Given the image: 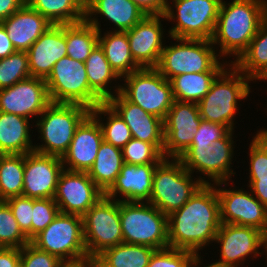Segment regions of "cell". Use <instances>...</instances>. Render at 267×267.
Listing matches in <instances>:
<instances>
[{"mask_svg":"<svg viewBox=\"0 0 267 267\" xmlns=\"http://www.w3.org/2000/svg\"><path fill=\"white\" fill-rule=\"evenodd\" d=\"M252 138L247 152L249 156L247 179L267 178V150L254 136Z\"/></svg>","mask_w":267,"mask_h":267,"instance_id":"obj_45","label":"cell"},{"mask_svg":"<svg viewBox=\"0 0 267 267\" xmlns=\"http://www.w3.org/2000/svg\"><path fill=\"white\" fill-rule=\"evenodd\" d=\"M33 124H31V123ZM32 119L0 112V151L3 155L27 154L34 151ZM32 131V132H31Z\"/></svg>","mask_w":267,"mask_h":267,"instance_id":"obj_27","label":"cell"},{"mask_svg":"<svg viewBox=\"0 0 267 267\" xmlns=\"http://www.w3.org/2000/svg\"><path fill=\"white\" fill-rule=\"evenodd\" d=\"M146 15H164L168 0H132Z\"/></svg>","mask_w":267,"mask_h":267,"instance_id":"obj_47","label":"cell"},{"mask_svg":"<svg viewBox=\"0 0 267 267\" xmlns=\"http://www.w3.org/2000/svg\"><path fill=\"white\" fill-rule=\"evenodd\" d=\"M221 72L185 73L171 78L174 100L198 103Z\"/></svg>","mask_w":267,"mask_h":267,"instance_id":"obj_33","label":"cell"},{"mask_svg":"<svg viewBox=\"0 0 267 267\" xmlns=\"http://www.w3.org/2000/svg\"><path fill=\"white\" fill-rule=\"evenodd\" d=\"M233 65L253 83L267 79V19L259 27L247 50Z\"/></svg>","mask_w":267,"mask_h":267,"instance_id":"obj_30","label":"cell"},{"mask_svg":"<svg viewBox=\"0 0 267 267\" xmlns=\"http://www.w3.org/2000/svg\"><path fill=\"white\" fill-rule=\"evenodd\" d=\"M90 114L98 121L104 141L122 149L132 139L127 124L107 102L98 104Z\"/></svg>","mask_w":267,"mask_h":267,"instance_id":"obj_34","label":"cell"},{"mask_svg":"<svg viewBox=\"0 0 267 267\" xmlns=\"http://www.w3.org/2000/svg\"><path fill=\"white\" fill-rule=\"evenodd\" d=\"M45 81L51 103L80 104L90 110L103 103L90 89L85 63L69 56L54 64Z\"/></svg>","mask_w":267,"mask_h":267,"instance_id":"obj_11","label":"cell"},{"mask_svg":"<svg viewBox=\"0 0 267 267\" xmlns=\"http://www.w3.org/2000/svg\"><path fill=\"white\" fill-rule=\"evenodd\" d=\"M31 77L26 51H16L0 59V90Z\"/></svg>","mask_w":267,"mask_h":267,"instance_id":"obj_38","label":"cell"},{"mask_svg":"<svg viewBox=\"0 0 267 267\" xmlns=\"http://www.w3.org/2000/svg\"><path fill=\"white\" fill-rule=\"evenodd\" d=\"M120 220L124 243L169 247L168 216L152 204L120 201Z\"/></svg>","mask_w":267,"mask_h":267,"instance_id":"obj_8","label":"cell"},{"mask_svg":"<svg viewBox=\"0 0 267 267\" xmlns=\"http://www.w3.org/2000/svg\"><path fill=\"white\" fill-rule=\"evenodd\" d=\"M203 185L178 158H164L153 175L150 204L169 216L181 208Z\"/></svg>","mask_w":267,"mask_h":267,"instance_id":"obj_6","label":"cell"},{"mask_svg":"<svg viewBox=\"0 0 267 267\" xmlns=\"http://www.w3.org/2000/svg\"><path fill=\"white\" fill-rule=\"evenodd\" d=\"M228 131L229 129L224 125L202 120L190 146H209L221 139Z\"/></svg>","mask_w":267,"mask_h":267,"instance_id":"obj_46","label":"cell"},{"mask_svg":"<svg viewBox=\"0 0 267 267\" xmlns=\"http://www.w3.org/2000/svg\"><path fill=\"white\" fill-rule=\"evenodd\" d=\"M124 164L122 149L103 140L99 146L97 157L87 173L105 193L115 182Z\"/></svg>","mask_w":267,"mask_h":267,"instance_id":"obj_31","label":"cell"},{"mask_svg":"<svg viewBox=\"0 0 267 267\" xmlns=\"http://www.w3.org/2000/svg\"><path fill=\"white\" fill-rule=\"evenodd\" d=\"M5 202L12 210L20 229L27 236L28 240L31 241L33 198L21 195L8 198Z\"/></svg>","mask_w":267,"mask_h":267,"instance_id":"obj_43","label":"cell"},{"mask_svg":"<svg viewBox=\"0 0 267 267\" xmlns=\"http://www.w3.org/2000/svg\"><path fill=\"white\" fill-rule=\"evenodd\" d=\"M157 165L124 164L115 182L104 195L117 201L149 202Z\"/></svg>","mask_w":267,"mask_h":267,"instance_id":"obj_25","label":"cell"},{"mask_svg":"<svg viewBox=\"0 0 267 267\" xmlns=\"http://www.w3.org/2000/svg\"><path fill=\"white\" fill-rule=\"evenodd\" d=\"M54 198H33L31 240L42 232L59 214Z\"/></svg>","mask_w":267,"mask_h":267,"instance_id":"obj_42","label":"cell"},{"mask_svg":"<svg viewBox=\"0 0 267 267\" xmlns=\"http://www.w3.org/2000/svg\"><path fill=\"white\" fill-rule=\"evenodd\" d=\"M63 170L61 157L35 151L25 154L22 195L34 199L54 198Z\"/></svg>","mask_w":267,"mask_h":267,"instance_id":"obj_20","label":"cell"},{"mask_svg":"<svg viewBox=\"0 0 267 267\" xmlns=\"http://www.w3.org/2000/svg\"><path fill=\"white\" fill-rule=\"evenodd\" d=\"M266 19L267 0H222L211 38L219 56L223 60L227 57L229 64L235 63Z\"/></svg>","mask_w":267,"mask_h":267,"instance_id":"obj_2","label":"cell"},{"mask_svg":"<svg viewBox=\"0 0 267 267\" xmlns=\"http://www.w3.org/2000/svg\"><path fill=\"white\" fill-rule=\"evenodd\" d=\"M28 243L9 205L0 201V247L20 249Z\"/></svg>","mask_w":267,"mask_h":267,"instance_id":"obj_39","label":"cell"},{"mask_svg":"<svg viewBox=\"0 0 267 267\" xmlns=\"http://www.w3.org/2000/svg\"><path fill=\"white\" fill-rule=\"evenodd\" d=\"M57 267H89V257H82L75 260H63Z\"/></svg>","mask_w":267,"mask_h":267,"instance_id":"obj_52","label":"cell"},{"mask_svg":"<svg viewBox=\"0 0 267 267\" xmlns=\"http://www.w3.org/2000/svg\"><path fill=\"white\" fill-rule=\"evenodd\" d=\"M156 249L128 243H120L104 250L98 257L109 267H148Z\"/></svg>","mask_w":267,"mask_h":267,"instance_id":"obj_36","label":"cell"},{"mask_svg":"<svg viewBox=\"0 0 267 267\" xmlns=\"http://www.w3.org/2000/svg\"><path fill=\"white\" fill-rule=\"evenodd\" d=\"M251 81L233 64H229L212 82L209 92L197 103L202 120L235 131V118L240 114L239 106H243L240 102L247 100L250 93L254 92Z\"/></svg>","mask_w":267,"mask_h":267,"instance_id":"obj_3","label":"cell"},{"mask_svg":"<svg viewBox=\"0 0 267 267\" xmlns=\"http://www.w3.org/2000/svg\"><path fill=\"white\" fill-rule=\"evenodd\" d=\"M222 0H168V37L211 40ZM175 23V24H174Z\"/></svg>","mask_w":267,"mask_h":267,"instance_id":"obj_9","label":"cell"},{"mask_svg":"<svg viewBox=\"0 0 267 267\" xmlns=\"http://www.w3.org/2000/svg\"><path fill=\"white\" fill-rule=\"evenodd\" d=\"M21 267H57L61 260L48 252L39 250L31 243L20 248Z\"/></svg>","mask_w":267,"mask_h":267,"instance_id":"obj_44","label":"cell"},{"mask_svg":"<svg viewBox=\"0 0 267 267\" xmlns=\"http://www.w3.org/2000/svg\"><path fill=\"white\" fill-rule=\"evenodd\" d=\"M50 104L47 84L42 78L31 76L0 90V112L32 117L34 122Z\"/></svg>","mask_w":267,"mask_h":267,"instance_id":"obj_17","label":"cell"},{"mask_svg":"<svg viewBox=\"0 0 267 267\" xmlns=\"http://www.w3.org/2000/svg\"><path fill=\"white\" fill-rule=\"evenodd\" d=\"M30 243L61 261L87 257L81 216L59 212Z\"/></svg>","mask_w":267,"mask_h":267,"instance_id":"obj_13","label":"cell"},{"mask_svg":"<svg viewBox=\"0 0 267 267\" xmlns=\"http://www.w3.org/2000/svg\"><path fill=\"white\" fill-rule=\"evenodd\" d=\"M107 103L127 124L132 138L153 144L163 154L164 125L162 119L131 103L120 92L111 97Z\"/></svg>","mask_w":267,"mask_h":267,"instance_id":"obj_21","label":"cell"},{"mask_svg":"<svg viewBox=\"0 0 267 267\" xmlns=\"http://www.w3.org/2000/svg\"><path fill=\"white\" fill-rule=\"evenodd\" d=\"M67 56L85 62L93 49L99 44V31L85 20L65 25Z\"/></svg>","mask_w":267,"mask_h":267,"instance_id":"obj_35","label":"cell"},{"mask_svg":"<svg viewBox=\"0 0 267 267\" xmlns=\"http://www.w3.org/2000/svg\"><path fill=\"white\" fill-rule=\"evenodd\" d=\"M65 25H51L27 51L30 75L46 79L54 64L67 56Z\"/></svg>","mask_w":267,"mask_h":267,"instance_id":"obj_24","label":"cell"},{"mask_svg":"<svg viewBox=\"0 0 267 267\" xmlns=\"http://www.w3.org/2000/svg\"><path fill=\"white\" fill-rule=\"evenodd\" d=\"M26 0H0V22L18 11Z\"/></svg>","mask_w":267,"mask_h":267,"instance_id":"obj_50","label":"cell"},{"mask_svg":"<svg viewBox=\"0 0 267 267\" xmlns=\"http://www.w3.org/2000/svg\"><path fill=\"white\" fill-rule=\"evenodd\" d=\"M203 258H205V257H199L194 263H193V265L191 266V267H202L203 265V267H216V266H213V265H211V264H204V263H202V262H204V260H203ZM202 265V266H201ZM206 265V266H205Z\"/></svg>","mask_w":267,"mask_h":267,"instance_id":"obj_55","label":"cell"},{"mask_svg":"<svg viewBox=\"0 0 267 267\" xmlns=\"http://www.w3.org/2000/svg\"><path fill=\"white\" fill-rule=\"evenodd\" d=\"M53 25L76 24L85 19V0H26Z\"/></svg>","mask_w":267,"mask_h":267,"instance_id":"obj_32","label":"cell"},{"mask_svg":"<svg viewBox=\"0 0 267 267\" xmlns=\"http://www.w3.org/2000/svg\"><path fill=\"white\" fill-rule=\"evenodd\" d=\"M90 111L80 104L51 103L34 122L38 132L37 139L41 142H34V151L62 158L70 146L76 128Z\"/></svg>","mask_w":267,"mask_h":267,"instance_id":"obj_5","label":"cell"},{"mask_svg":"<svg viewBox=\"0 0 267 267\" xmlns=\"http://www.w3.org/2000/svg\"><path fill=\"white\" fill-rule=\"evenodd\" d=\"M199 257L188 250L167 247L154 251L148 267H191Z\"/></svg>","mask_w":267,"mask_h":267,"instance_id":"obj_41","label":"cell"},{"mask_svg":"<svg viewBox=\"0 0 267 267\" xmlns=\"http://www.w3.org/2000/svg\"><path fill=\"white\" fill-rule=\"evenodd\" d=\"M14 52H16V49L9 39L7 31L0 22V59H4Z\"/></svg>","mask_w":267,"mask_h":267,"instance_id":"obj_51","label":"cell"},{"mask_svg":"<svg viewBox=\"0 0 267 267\" xmlns=\"http://www.w3.org/2000/svg\"><path fill=\"white\" fill-rule=\"evenodd\" d=\"M89 267H109L98 256L89 257Z\"/></svg>","mask_w":267,"mask_h":267,"instance_id":"obj_54","label":"cell"},{"mask_svg":"<svg viewBox=\"0 0 267 267\" xmlns=\"http://www.w3.org/2000/svg\"><path fill=\"white\" fill-rule=\"evenodd\" d=\"M230 182L214 183L219 198L221 223L253 227L264 233L267 229V208L249 188L239 189L230 185Z\"/></svg>","mask_w":267,"mask_h":267,"instance_id":"obj_15","label":"cell"},{"mask_svg":"<svg viewBox=\"0 0 267 267\" xmlns=\"http://www.w3.org/2000/svg\"><path fill=\"white\" fill-rule=\"evenodd\" d=\"M257 133L253 135L267 150V129H256Z\"/></svg>","mask_w":267,"mask_h":267,"instance_id":"obj_53","label":"cell"},{"mask_svg":"<svg viewBox=\"0 0 267 267\" xmlns=\"http://www.w3.org/2000/svg\"><path fill=\"white\" fill-rule=\"evenodd\" d=\"M263 255L265 256V263L267 264V229L264 231Z\"/></svg>","mask_w":267,"mask_h":267,"instance_id":"obj_56","label":"cell"},{"mask_svg":"<svg viewBox=\"0 0 267 267\" xmlns=\"http://www.w3.org/2000/svg\"><path fill=\"white\" fill-rule=\"evenodd\" d=\"M155 67L167 80L185 73L222 72L229 63L223 60L211 40L169 37Z\"/></svg>","mask_w":267,"mask_h":267,"instance_id":"obj_4","label":"cell"},{"mask_svg":"<svg viewBox=\"0 0 267 267\" xmlns=\"http://www.w3.org/2000/svg\"><path fill=\"white\" fill-rule=\"evenodd\" d=\"M102 141L101 127L98 121L89 114L76 128L70 146L61 158L64 169L88 172L97 157Z\"/></svg>","mask_w":267,"mask_h":267,"instance_id":"obj_23","label":"cell"},{"mask_svg":"<svg viewBox=\"0 0 267 267\" xmlns=\"http://www.w3.org/2000/svg\"><path fill=\"white\" fill-rule=\"evenodd\" d=\"M122 155L125 164L133 165L159 164L164 159L153 144L135 138L122 148Z\"/></svg>","mask_w":267,"mask_h":267,"instance_id":"obj_40","label":"cell"},{"mask_svg":"<svg viewBox=\"0 0 267 267\" xmlns=\"http://www.w3.org/2000/svg\"><path fill=\"white\" fill-rule=\"evenodd\" d=\"M263 81H264V82H267V79H266V81H265V80H262V81H260V82H263ZM266 101H267V100H266ZM266 103H267V102H266ZM266 105H267V104H266ZM264 109L267 110V106H266V108H264ZM265 113H267V111H266ZM260 129H267V128H264V127L261 128V127H260Z\"/></svg>","mask_w":267,"mask_h":267,"instance_id":"obj_57","label":"cell"},{"mask_svg":"<svg viewBox=\"0 0 267 267\" xmlns=\"http://www.w3.org/2000/svg\"><path fill=\"white\" fill-rule=\"evenodd\" d=\"M24 166L25 154L0 157V201L22 195Z\"/></svg>","mask_w":267,"mask_h":267,"instance_id":"obj_37","label":"cell"},{"mask_svg":"<svg viewBox=\"0 0 267 267\" xmlns=\"http://www.w3.org/2000/svg\"><path fill=\"white\" fill-rule=\"evenodd\" d=\"M234 132L229 130L209 146H190L178 159L193 176L194 172L199 174L197 177L203 184L232 181L231 184L235 185L231 179L236 175L233 169L236 155Z\"/></svg>","mask_w":267,"mask_h":267,"instance_id":"obj_7","label":"cell"},{"mask_svg":"<svg viewBox=\"0 0 267 267\" xmlns=\"http://www.w3.org/2000/svg\"><path fill=\"white\" fill-rule=\"evenodd\" d=\"M99 45L104 50L110 67L120 78L141 69L131 55L126 32L107 29L99 31Z\"/></svg>","mask_w":267,"mask_h":267,"instance_id":"obj_29","label":"cell"},{"mask_svg":"<svg viewBox=\"0 0 267 267\" xmlns=\"http://www.w3.org/2000/svg\"><path fill=\"white\" fill-rule=\"evenodd\" d=\"M164 20V15H147L130 30L125 31L131 55L141 68H155L159 62L166 44L164 36L167 29L163 28Z\"/></svg>","mask_w":267,"mask_h":267,"instance_id":"obj_19","label":"cell"},{"mask_svg":"<svg viewBox=\"0 0 267 267\" xmlns=\"http://www.w3.org/2000/svg\"><path fill=\"white\" fill-rule=\"evenodd\" d=\"M0 267H21L20 249L0 247Z\"/></svg>","mask_w":267,"mask_h":267,"instance_id":"obj_48","label":"cell"},{"mask_svg":"<svg viewBox=\"0 0 267 267\" xmlns=\"http://www.w3.org/2000/svg\"><path fill=\"white\" fill-rule=\"evenodd\" d=\"M264 233L256 228L222 223L214 245H219V259L210 264L216 267H242L246 261L262 258ZM261 251V252H260ZM245 267V265H244Z\"/></svg>","mask_w":267,"mask_h":267,"instance_id":"obj_14","label":"cell"},{"mask_svg":"<svg viewBox=\"0 0 267 267\" xmlns=\"http://www.w3.org/2000/svg\"><path fill=\"white\" fill-rule=\"evenodd\" d=\"M16 51H28L31 45L52 25L41 13L25 3L18 11L1 21Z\"/></svg>","mask_w":267,"mask_h":267,"instance_id":"obj_26","label":"cell"},{"mask_svg":"<svg viewBox=\"0 0 267 267\" xmlns=\"http://www.w3.org/2000/svg\"><path fill=\"white\" fill-rule=\"evenodd\" d=\"M253 195L267 208V178L249 179L247 185Z\"/></svg>","mask_w":267,"mask_h":267,"instance_id":"obj_49","label":"cell"},{"mask_svg":"<svg viewBox=\"0 0 267 267\" xmlns=\"http://www.w3.org/2000/svg\"><path fill=\"white\" fill-rule=\"evenodd\" d=\"M202 118L197 103L174 100L164 125V158H179L191 145Z\"/></svg>","mask_w":267,"mask_h":267,"instance_id":"obj_16","label":"cell"},{"mask_svg":"<svg viewBox=\"0 0 267 267\" xmlns=\"http://www.w3.org/2000/svg\"><path fill=\"white\" fill-rule=\"evenodd\" d=\"M121 82L120 93L128 101L162 120L165 119L174 97L170 81L156 68H141L123 76Z\"/></svg>","mask_w":267,"mask_h":267,"instance_id":"obj_10","label":"cell"},{"mask_svg":"<svg viewBox=\"0 0 267 267\" xmlns=\"http://www.w3.org/2000/svg\"><path fill=\"white\" fill-rule=\"evenodd\" d=\"M221 224L216 186L203 184L181 208L168 216L169 247L202 257L199 251L213 245Z\"/></svg>","mask_w":267,"mask_h":267,"instance_id":"obj_1","label":"cell"},{"mask_svg":"<svg viewBox=\"0 0 267 267\" xmlns=\"http://www.w3.org/2000/svg\"><path fill=\"white\" fill-rule=\"evenodd\" d=\"M102 196L104 192L87 172L64 169L59 176L54 201L60 212L82 217Z\"/></svg>","mask_w":267,"mask_h":267,"instance_id":"obj_18","label":"cell"},{"mask_svg":"<svg viewBox=\"0 0 267 267\" xmlns=\"http://www.w3.org/2000/svg\"><path fill=\"white\" fill-rule=\"evenodd\" d=\"M84 63L90 89L103 102H107L111 97L120 92L121 78L110 67L104 50L99 44L93 49Z\"/></svg>","mask_w":267,"mask_h":267,"instance_id":"obj_28","label":"cell"},{"mask_svg":"<svg viewBox=\"0 0 267 267\" xmlns=\"http://www.w3.org/2000/svg\"><path fill=\"white\" fill-rule=\"evenodd\" d=\"M147 15L132 0H85V21L94 26L98 31L101 20L109 21L114 28L108 31L125 32L142 21ZM111 23V24H110ZM112 29V30H111Z\"/></svg>","mask_w":267,"mask_h":267,"instance_id":"obj_22","label":"cell"},{"mask_svg":"<svg viewBox=\"0 0 267 267\" xmlns=\"http://www.w3.org/2000/svg\"><path fill=\"white\" fill-rule=\"evenodd\" d=\"M83 233L88 257L123 243L120 201L102 196L82 216Z\"/></svg>","mask_w":267,"mask_h":267,"instance_id":"obj_12","label":"cell"}]
</instances>
